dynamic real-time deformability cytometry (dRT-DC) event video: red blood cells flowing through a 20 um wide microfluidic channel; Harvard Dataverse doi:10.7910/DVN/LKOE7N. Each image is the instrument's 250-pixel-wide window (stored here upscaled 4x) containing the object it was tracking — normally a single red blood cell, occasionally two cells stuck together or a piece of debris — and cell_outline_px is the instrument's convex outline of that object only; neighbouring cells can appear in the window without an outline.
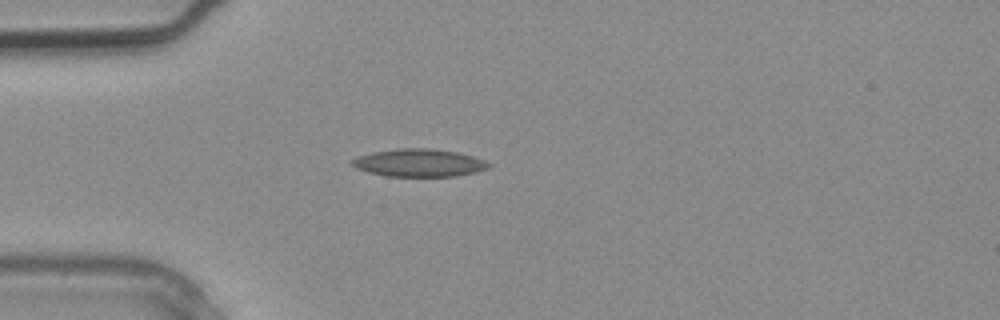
{"species": "common noctule bat (a hibernating species)", "species_latin": "Nyctalus noctula", "temperature_condition": "warm", "stored_images_in_passage": 2, "camera_frame_rate_fps": 3000, "um_per_image_px": 0.085, "animal": {"sex": "male", "body_mass_g": 20.4}, "frame": {"image": 1, "passage_image": 2, "time_ms": 0.333, "image_size_px": [1000, 320], "cell_outline_px": [[492, 164], [488, 168], [476, 172], [456, 176], [388, 176], [368, 172], [356, 168], [348, 164], [356, 156], [372, 152], [396, 148], [432, 148], [456, 152], [472, 156], [484, 160]], "centroid_in_image_um": [35.59, 13.83], "position_along_channel_um": 49.4, "area_um2": 22.2}}